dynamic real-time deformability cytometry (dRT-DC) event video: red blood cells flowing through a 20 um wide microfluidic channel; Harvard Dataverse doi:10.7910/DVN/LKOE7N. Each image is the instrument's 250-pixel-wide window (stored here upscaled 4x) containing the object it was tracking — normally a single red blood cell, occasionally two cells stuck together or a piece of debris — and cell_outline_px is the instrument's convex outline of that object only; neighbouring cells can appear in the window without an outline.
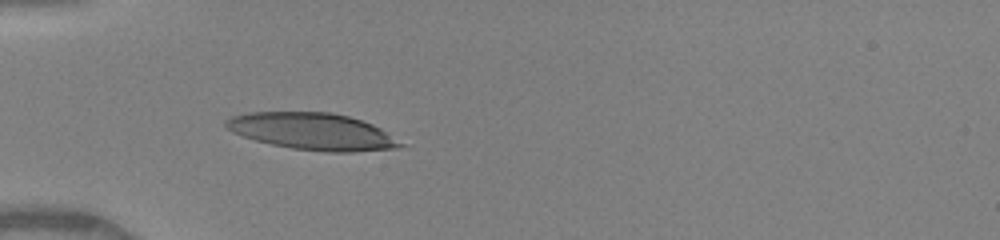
{"species": "human", "species_latin": "Homo sapiens", "temperature_condition": "warm", "stored_images_in_passage": 30, "camera_frame_rate_fps": 3000, "um_per_image_px": 0.085, "donor": {"sex": "female"}, "frame": {"image": 1, "passage_image": 1, "time_ms": 0.0, "image_size_px": [1000, 240], "cell_outline_px": [[408, 144], [396, 148], [352, 152], [328, 152], [292, 148], [272, 144], [256, 140], [232, 132], [224, 128], [224, 120], [232, 116], [248, 112], [332, 112], [348, 116], [372, 124], [380, 128]], "centroid_in_image_um": [26.56, 11.17], "position_along_channel_um": 58.4, "area_um2": 37.57}}
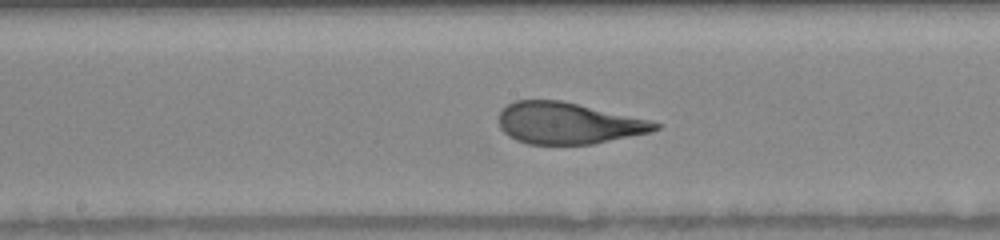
{"frame": {"image": 2, "passage_image": 12, "time_ms": 3.667, "image_size_px": [1000, 240], "cell_outline_px": [[664, 124], [660, 128], [652, 132], [592, 144], [528, 144], [516, 140], [504, 132], [500, 128], [500, 112], [508, 104], [516, 100], [560, 100], [648, 120]], "centroid_in_image_um": [48.3, 10.48], "position_along_channel_um": 199.9, "area_um2": 37.45}}
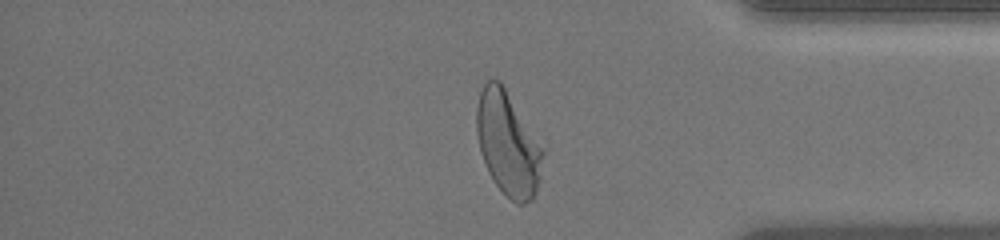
{"frame": {"image": 3, "passage_image": 27, "time_ms": 8.667, "image_size_px": [1000, 240], "cell_outline_px": [[544, 152], [540, 180], [532, 200], [524, 204], [516, 204], [496, 184], [488, 172], [480, 152], [476, 132], [476, 108], [480, 92], [484, 84], [488, 80], [500, 80], [544, 148]], "centroid_in_image_um": [43.18, 12.21], "position_along_channel_um": 392.0, "area_um2": 40.06}, "authors_computed_cell_mechanics": {"area_um2": 38.7549, "velocity_mm_per_s": 4.1036, "shape_relaxation_time_tau1_ms": 4.1979, "shape_relaxation_time_tau2_ms": null, "deformation_change_tau1": 0.2268, "deformation_change_tau2": null}}